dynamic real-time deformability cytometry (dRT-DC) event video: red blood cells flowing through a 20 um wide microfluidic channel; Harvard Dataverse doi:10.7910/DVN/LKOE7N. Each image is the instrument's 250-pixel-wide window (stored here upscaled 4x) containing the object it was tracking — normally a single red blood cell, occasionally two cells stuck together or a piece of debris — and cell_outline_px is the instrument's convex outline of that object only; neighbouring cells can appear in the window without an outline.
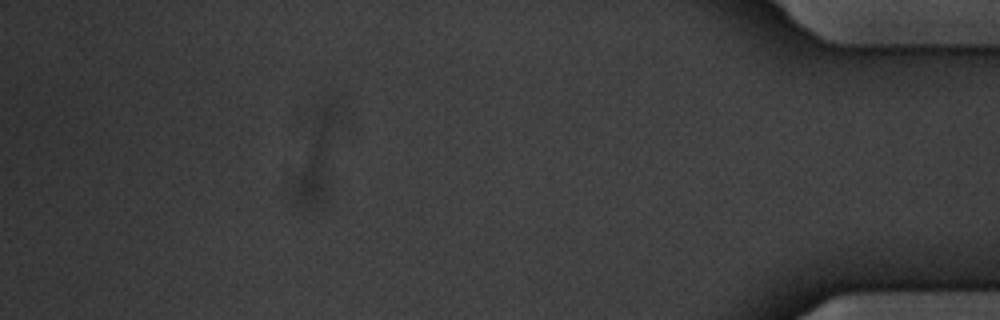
{"species": "common noctule bat (a hibernating species)", "species_latin": "Nyctalus noctula", "temperature_condition": "warm", "stored_images_in_passage": 36, "segment_of_instrument_passage": [4, 4], "camera_frame_rate_fps": 3000, "um_per_image_px": 0.085, "animal": {"sex": "male", "body_mass_g": 20.1, "forearm_length_mm": 53.5}, "frame": {"image": 1, "passage_image": 31, "time_ms": 10.0, "image_size_px": [1000, 320], "cell_outline_px": [[340, 112], [328, 180], [324, 200], [320, 204], [312, 208], [308, 208], [296, 204], [292, 188], [312, 108], [316, 104], [328, 96], [332, 96], [336, 100], [340, 108]], "centroid_in_image_um": [26.93, 13.1], "position_along_channel_um": 408.3, "area_um2": 23.7}}